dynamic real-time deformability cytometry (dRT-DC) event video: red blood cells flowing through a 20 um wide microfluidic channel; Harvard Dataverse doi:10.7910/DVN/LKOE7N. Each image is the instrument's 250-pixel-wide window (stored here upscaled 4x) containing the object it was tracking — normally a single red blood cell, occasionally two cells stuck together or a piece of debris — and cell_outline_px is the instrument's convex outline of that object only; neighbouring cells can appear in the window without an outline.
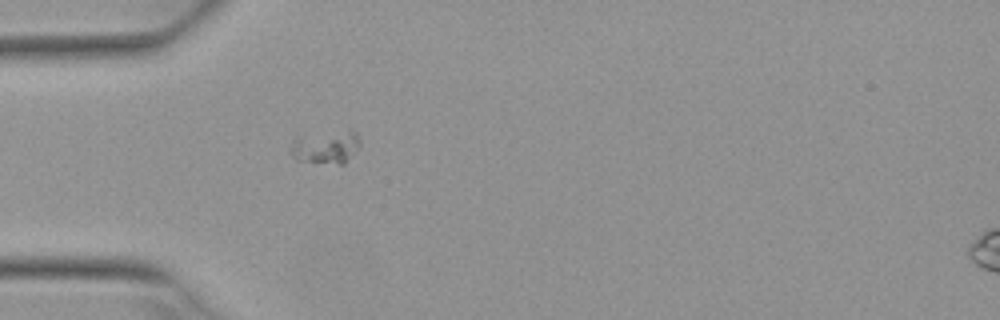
{"species": "Egyptian fruit bat (a non-hibernating species)", "species_latin": "Rousettus aegyptiacus", "temperature_condition": "warm", "stored_images_in_passage": 1, "camera_frame_rate_fps": 3000, "um_per_image_px": 0.085, "animal": {"sex": "female"}, "frame": {"image": 1, "passage_image": 1, "time_ms": 0.0, "image_size_px": [1000, 320], "cell_outline_px": [[360, 144], [344, 164], [340, 164], [296, 160], [288, 152], [292, 140], [296, 136], [348, 128], [352, 128], [360, 136]], "centroid_in_image_um": [27.68, 12.44], "position_along_channel_um": 57.3, "area_um2": 13.93}}